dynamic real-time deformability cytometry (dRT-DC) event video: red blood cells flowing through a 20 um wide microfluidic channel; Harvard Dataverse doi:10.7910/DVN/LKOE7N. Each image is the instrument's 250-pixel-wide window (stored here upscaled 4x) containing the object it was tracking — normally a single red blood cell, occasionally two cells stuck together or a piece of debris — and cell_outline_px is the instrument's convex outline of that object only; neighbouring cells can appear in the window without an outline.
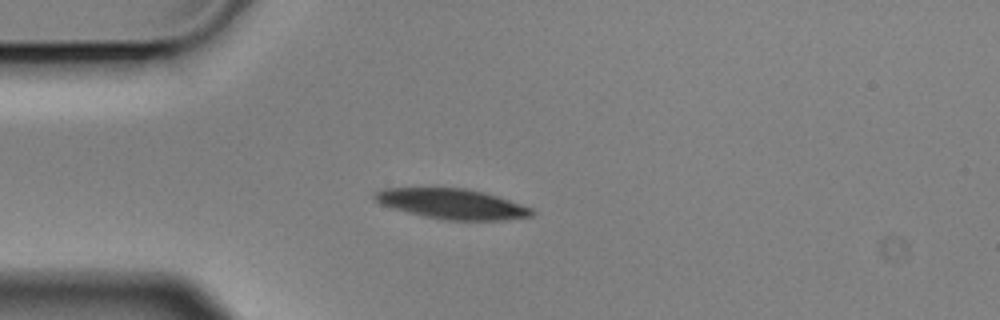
{"species": "Egyptian fruit bat (a non-hibernating species)", "species_latin": "Rousettus aegyptiacus", "temperature_condition": "cold", "stored_images_in_passage": 3, "camera_frame_rate_fps": 3000, "um_per_image_px": 0.085, "animal": {"sex": "male"}, "frame": {"image": 1, "passage_image": 3, "time_ms": 0.667, "image_size_px": [1000, 320], "cell_outline_px": [[536, 212], [532, 216], [504, 220], [444, 220], [424, 216], [392, 208], [380, 204], [372, 196], [372, 192], [384, 188], [464, 188], [484, 192], [532, 208]], "centroid_in_image_um": [38.4, 17.33], "position_along_channel_um": 46.6, "area_um2": 27.57}}